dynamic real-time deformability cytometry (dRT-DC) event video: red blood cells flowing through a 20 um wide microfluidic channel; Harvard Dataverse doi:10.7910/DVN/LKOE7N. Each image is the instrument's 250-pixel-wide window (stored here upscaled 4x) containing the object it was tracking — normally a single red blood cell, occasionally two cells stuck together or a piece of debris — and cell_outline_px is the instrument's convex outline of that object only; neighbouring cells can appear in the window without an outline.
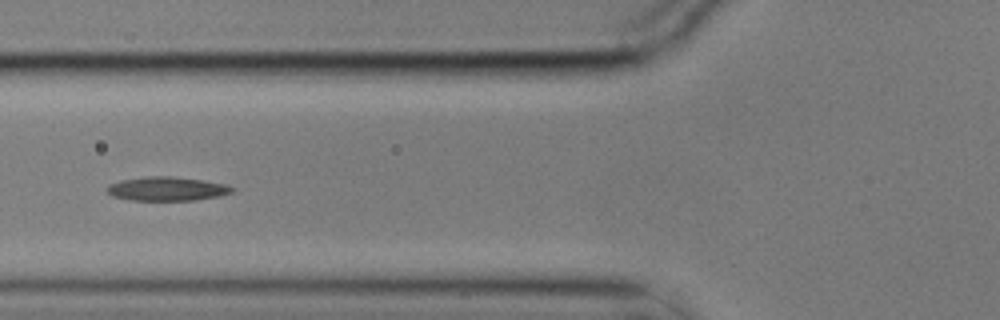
{"species": "common noctule bat (a hibernating species)", "species_latin": "Nyctalus noctula", "temperature_condition": "cold", "stored_images_in_passage": 8, "camera_frame_rate_fps": 3000, "um_per_image_px": 0.085, "animal": {"sex": "male", "body_mass_g": 17.9}, "frame": {"image": 1, "passage_image": 5, "time_ms": 1.333, "image_size_px": [1000, 320], "cell_outline_px": [[236, 188], [232, 192], [216, 196], [196, 200], [128, 200], [112, 196], [104, 188], [108, 184], [120, 180], [148, 176], [172, 176], [200, 180], [224, 184]], "centroid_in_image_um": [14.12, 16.04], "position_along_channel_um": 111.7, "area_um2": 17.4}}
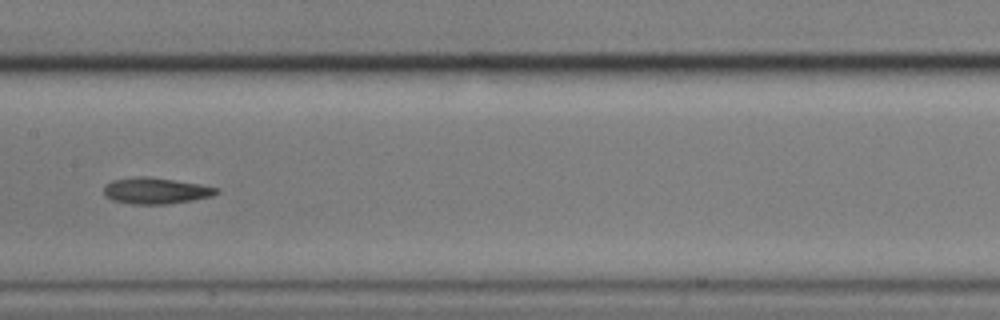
{"frame": {"image": 2, "passage_image": 7, "time_ms": 2.0, "image_size_px": [1000, 320], "cell_outline_px": [[220, 192], [212, 196], [192, 200], [168, 204], [132, 204], [112, 200], [104, 196], [104, 184], [112, 180], [140, 176], [148, 176], [176, 180], [200, 184], [220, 188]], "centroid_in_image_um": [13.24, 16.21], "position_along_channel_um": 194.2, "area_um2": 17.4}}
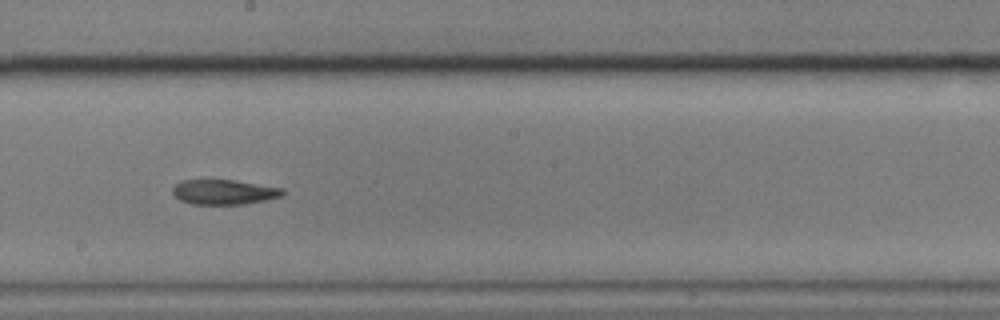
{"frame": {"image": 3, "passage_image": 8, "time_ms": 2.333, "image_size_px": [1000, 320], "cell_outline_px": [[284, 196], [244, 204], [192, 204], [180, 200], [172, 192], [172, 188], [180, 180], [232, 180], [284, 188]], "centroid_in_image_um": [19.04, 16.32], "position_along_channel_um": 229.2, "area_um2": 15.9}}